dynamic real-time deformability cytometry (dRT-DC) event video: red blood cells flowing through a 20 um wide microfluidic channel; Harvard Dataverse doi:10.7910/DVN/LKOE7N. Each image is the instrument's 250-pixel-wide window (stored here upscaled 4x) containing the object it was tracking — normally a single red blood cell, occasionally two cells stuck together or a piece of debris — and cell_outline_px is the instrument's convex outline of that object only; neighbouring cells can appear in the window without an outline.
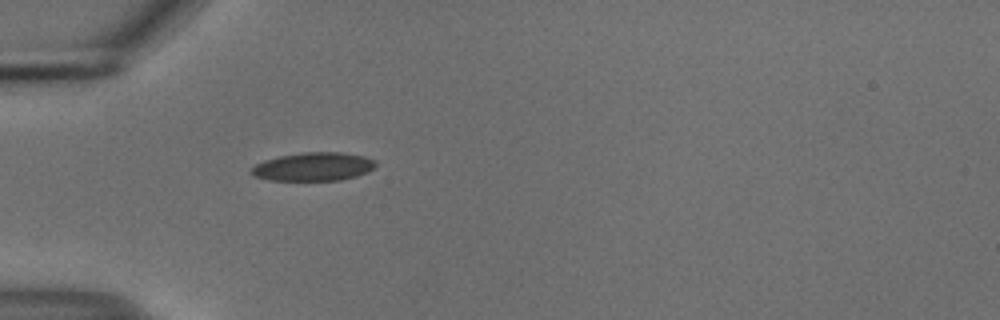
{"species": "common noctule bat (a hibernating species)", "species_latin": "Nyctalus noctula", "temperature_condition": "cold", "stored_images_in_passage": 39, "camera_frame_rate_fps": 3000, "um_per_image_px": 0.085, "animal": {"sex": "male", "body_mass_g": 18.8}, "frame": {"image": 1, "passage_image": 1, "time_ms": 0.0, "image_size_px": [1000, 320], "cell_outline_px": [[376, 164], [368, 172], [356, 176], [340, 180], [268, 180], [252, 176], [248, 172], [256, 164], [264, 160], [280, 156], [304, 152], [344, 152], [364, 156], [376, 160]], "centroid_in_image_um": [26.62, 14.16], "position_along_channel_um": 58.4, "area_um2": 20.69}}
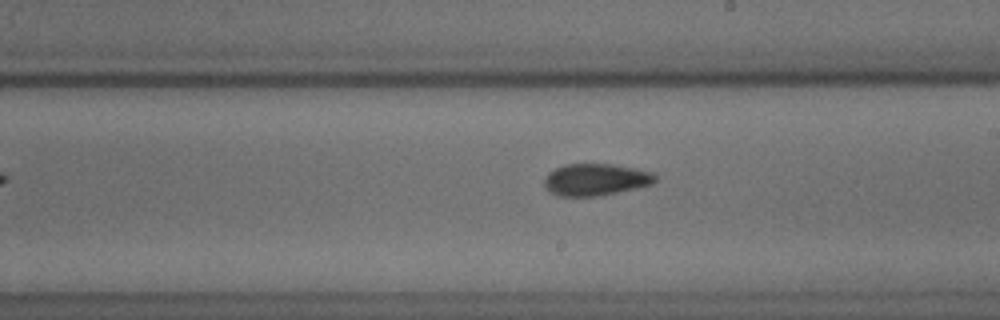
{"frame": {"image": 2, "passage_image": 16, "time_ms": 5.0, "image_size_px": [1000, 320], "cell_outline_px": [[656, 180], [652, 184], [636, 188], [596, 196], [560, 196], [552, 192], [544, 184], [544, 180], [548, 172], [564, 164], [612, 164], [636, 168], [656, 172]], "centroid_in_image_um": [50.67, 15.25], "position_along_channel_um": 238.3, "area_um2": 20.58}}
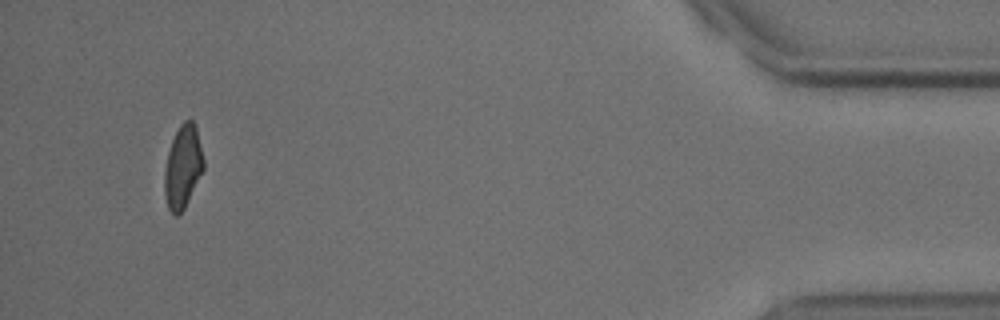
{"frame": {"image": 3, "passage_image": 36, "time_ms": 11.667, "image_size_px": [1000, 320], "cell_outline_px": [[204, 168], [184, 208], [176, 216], [168, 208], [164, 192], [164, 172], [168, 152], [172, 140], [180, 124], [184, 120], [192, 120], [196, 124], [204, 160]], "centroid_in_image_um": [15.54, 14.14], "position_along_channel_um": 419.7, "area_um2": 18.73}, "authors_computed_cell_mechanics": {"area_um2": 19.941, "velocity_mm_per_s": 3.7188, "shape_relaxation_time_tau1_ms": null, "shape_relaxation_time_tau2_ms": 2.081, "deformation_change_tau1": null, "deformation_change_tau2": 0.0715}}